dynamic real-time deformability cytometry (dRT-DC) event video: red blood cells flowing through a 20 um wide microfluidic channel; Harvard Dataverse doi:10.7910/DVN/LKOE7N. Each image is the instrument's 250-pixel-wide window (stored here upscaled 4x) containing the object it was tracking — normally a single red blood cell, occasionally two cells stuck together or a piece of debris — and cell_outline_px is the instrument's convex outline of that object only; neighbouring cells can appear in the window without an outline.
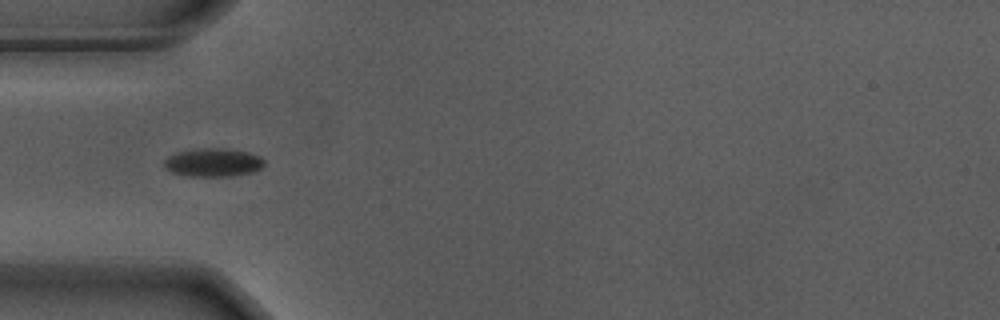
{"species": "Egyptian fruit bat (a non-hibernating species)", "species_latin": "Rousettus aegyptiacus", "temperature_condition": "warm", "stored_images_in_passage": 21, "camera_frame_rate_fps": 3000, "um_per_image_px": 0.085, "animal": {"sex": "male"}, "frame": {"image": 1, "passage_image": 1, "time_ms": 0.0, "image_size_px": [1000, 320], "cell_outline_px": [[264, 164], [260, 168], [252, 172], [232, 176], [184, 176], [172, 172], [164, 168], [164, 160], [168, 156], [176, 152], [204, 148], [224, 148], [248, 152], [260, 156], [264, 160]], "centroid_in_image_um": [18.09, 13.81], "position_along_channel_um": 66.9, "area_um2": 16.59}}
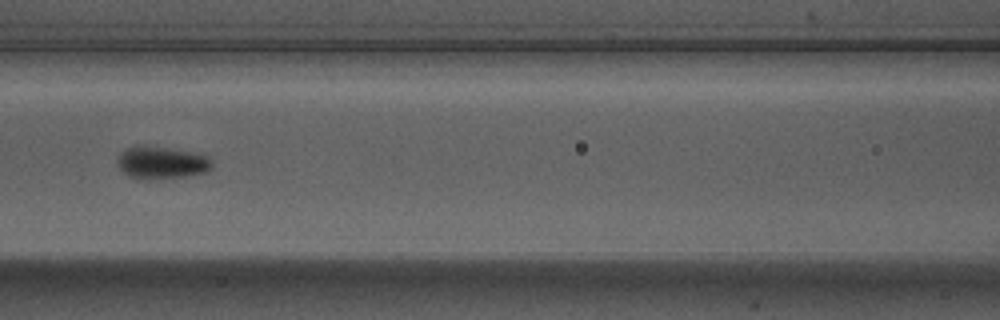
{"frame": {"image": 2, "passage_image": 8, "time_ms": 2.333, "image_size_px": [1000, 320], "cell_outline_px": [[212, 168], [208, 172], [188, 176], [152, 180], [140, 180], [128, 176], [116, 164], [116, 156], [120, 152], [136, 144], [144, 144], [188, 152], [208, 156], [212, 160]], "centroid_in_image_um": [13.68, 13.84], "position_along_channel_um": 152.9, "area_um2": 18.38}}
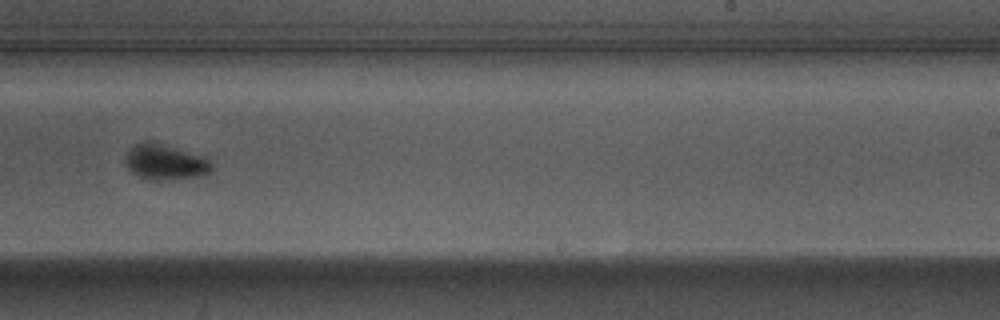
{"frame": {"image": 3, "passage_image": 18, "time_ms": 5.667, "image_size_px": [1000, 320], "cell_outline_px": [[212, 172], [200, 176], [156, 180], [140, 176], [132, 172], [128, 168], [124, 160], [128, 152], [136, 144], [144, 140], [152, 140], [208, 156], [212, 160]], "centroid_in_image_um": [14.12, 13.73], "position_along_channel_um": 274.9, "area_um2": 18.15}}